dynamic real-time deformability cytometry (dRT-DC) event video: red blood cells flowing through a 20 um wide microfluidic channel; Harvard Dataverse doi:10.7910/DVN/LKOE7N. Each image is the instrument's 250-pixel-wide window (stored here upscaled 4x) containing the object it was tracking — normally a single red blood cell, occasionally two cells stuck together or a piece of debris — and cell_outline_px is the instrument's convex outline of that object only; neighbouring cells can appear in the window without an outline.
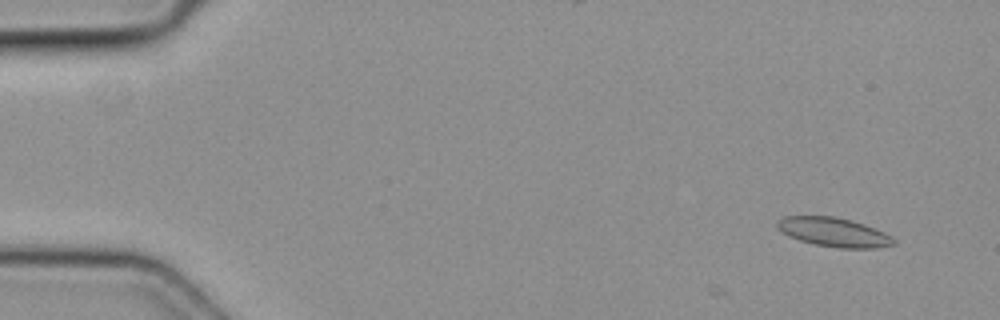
{"species": "common noctule bat (a hibernating species)", "species_latin": "Nyctalus noctula", "temperature_condition": "cold", "stored_images_in_passage": 6, "camera_frame_rate_fps": 3000, "um_per_image_px": 0.085, "animal": {"sex": "female", "body_mass_g": 19.3, "forearm_length_mm": 54.1}, "frame": {"image": 1, "passage_image": 6, "time_ms": 1.667, "image_size_px": [1000, 320], "cell_outline_px": [[896, 244], [876, 248], [840, 248], [816, 244], [800, 240], [788, 236], [776, 228], [776, 224], [784, 216], [832, 216], [852, 220], [864, 224], [884, 232], [892, 236], [896, 240]], "centroid_in_image_um": [70.89, 19.73], "position_along_channel_um": 14.1, "area_um2": 19.71}}